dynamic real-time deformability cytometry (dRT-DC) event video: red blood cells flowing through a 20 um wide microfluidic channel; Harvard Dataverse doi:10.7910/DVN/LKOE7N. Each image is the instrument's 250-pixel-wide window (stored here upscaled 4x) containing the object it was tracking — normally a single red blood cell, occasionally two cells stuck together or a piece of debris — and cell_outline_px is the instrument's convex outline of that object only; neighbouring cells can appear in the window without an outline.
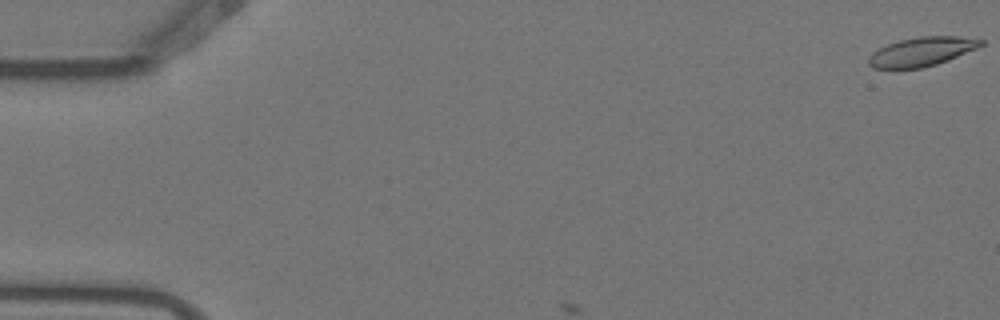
{"species": "Egyptian fruit bat (a non-hibernating species)", "species_latin": "Rousettus aegyptiacus", "temperature_condition": "warm", "stored_images_in_passage": 3, "camera_frame_rate_fps": 3000, "um_per_image_px": 0.085, "animal": {"sex": "female"}, "frame": {"image": 1, "passage_image": 1, "time_ms": 0.0, "image_size_px": [1000, 320], "cell_outline_px": [[984, 44], [976, 48], [948, 60], [924, 68], [872, 68], [868, 64], [868, 56], [872, 52], [888, 44], [900, 40], [920, 36], [960, 36], [984, 40]], "centroid_in_image_um": [78.33, 4.39], "position_along_channel_um": 6.7, "area_um2": 18.9}}